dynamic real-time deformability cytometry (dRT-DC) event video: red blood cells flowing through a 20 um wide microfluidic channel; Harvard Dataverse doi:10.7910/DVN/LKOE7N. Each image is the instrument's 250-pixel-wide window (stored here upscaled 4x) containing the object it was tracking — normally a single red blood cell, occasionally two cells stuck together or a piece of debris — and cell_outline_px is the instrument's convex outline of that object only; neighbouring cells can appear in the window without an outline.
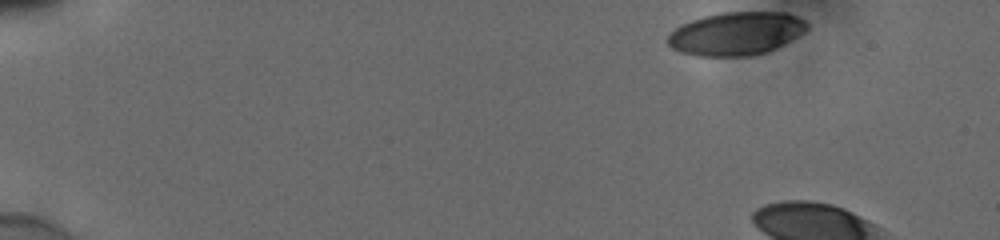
{"species": "human", "species_latin": "Homo sapiens", "temperature_condition": "cold", "stored_images_in_passage": 8, "camera_frame_rate_fps": 3000, "um_per_image_px": 0.085, "donor": {"sex": "male"}, "frame": {"image": 1, "passage_image": 1, "time_ms": 0.0, "image_size_px": [1000, 240], "cell_outline_px": [[808, 28], [804, 32], [776, 48], [768, 52], [752, 56], [700, 56], [680, 52], [672, 48], [668, 44], [668, 36], [676, 28], [692, 20], [704, 16], [724, 12], [788, 12], [804, 20], [808, 24]], "centroid_in_image_um": [62.6, 2.86], "position_along_channel_um": 22.4, "area_um2": 34.91}}